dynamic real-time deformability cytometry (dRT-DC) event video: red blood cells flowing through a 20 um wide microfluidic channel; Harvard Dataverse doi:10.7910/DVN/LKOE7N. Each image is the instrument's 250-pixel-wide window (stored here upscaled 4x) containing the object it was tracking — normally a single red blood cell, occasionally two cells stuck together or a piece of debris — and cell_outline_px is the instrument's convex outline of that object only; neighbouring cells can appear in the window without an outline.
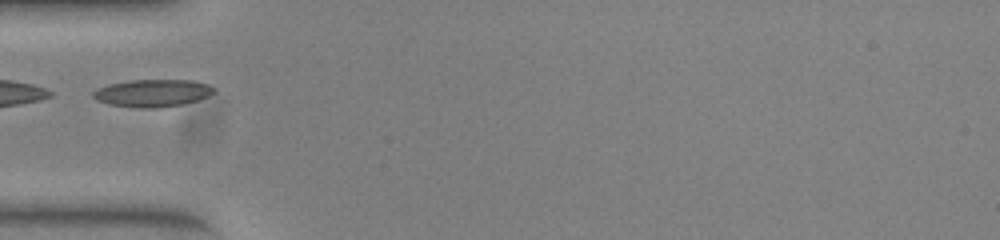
{"species": "common noctule bat (a hibernating species)", "species_latin": "Nyctalus noctula", "temperature_condition": "warm", "stored_images_in_passage": 34, "camera_frame_rate_fps": 3000, "um_per_image_px": 0.085, "animal": {"sex": "female", "body_mass_g": 23.0, "forearm_length_mm": 53.4}, "frame": {"image": 1, "passage_image": 1, "time_ms": 0.0, "image_size_px": [1000, 240], "cell_outline_px": [[216, 88], [208, 96], [184, 104], [156, 108], [140, 108], [108, 104], [96, 100], [92, 96], [92, 92], [96, 88], [108, 84], [128, 80], [192, 80], [208, 84]], "centroid_in_image_um": [12.93, 7.91], "position_along_channel_um": 72.1, "area_um2": 19.42}}
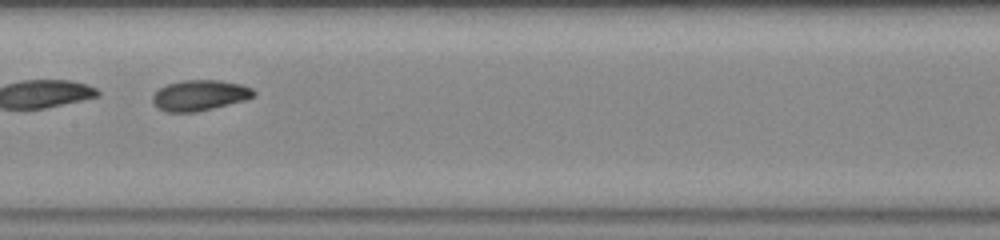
{"frame": {"image": 2, "passage_image": 10, "time_ms": 3.0, "image_size_px": [1000, 240], "cell_outline_px": [[256, 96], [244, 100], [196, 112], [168, 112], [160, 108], [152, 100], [152, 96], [160, 88], [168, 84], [184, 80], [220, 80], [240, 84], [252, 88], [256, 92]], "centroid_in_image_um": [17.01, 8.09], "position_along_channel_um": 190.4, "area_um2": 17.8}}